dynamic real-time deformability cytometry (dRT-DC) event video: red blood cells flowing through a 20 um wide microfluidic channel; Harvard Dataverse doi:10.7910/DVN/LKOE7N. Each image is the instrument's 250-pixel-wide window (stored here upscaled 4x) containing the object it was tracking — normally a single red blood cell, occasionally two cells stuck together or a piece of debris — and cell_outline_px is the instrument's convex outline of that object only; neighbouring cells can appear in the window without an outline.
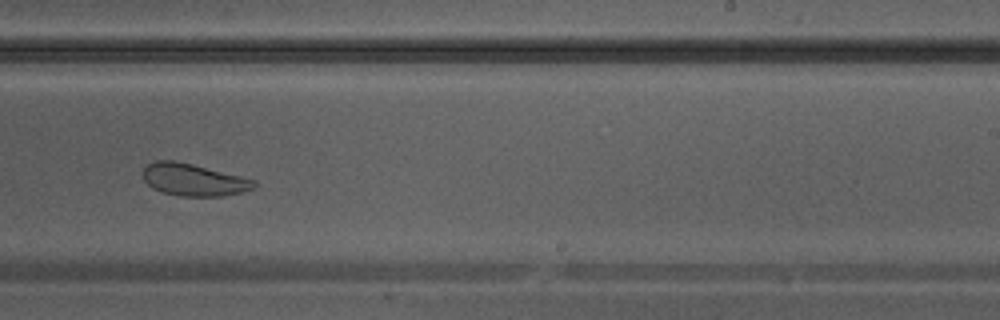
{"species": "Egyptian fruit bat (a non-hibernating species)", "species_latin": "Rousettus aegyptiacus", "temperature_condition": "warm", "stored_images_in_passage": 36, "camera_frame_rate_fps": 3000, "um_per_image_px": 0.085, "animal": {"sex": "male"}, "frame": {"image": 1, "passage_image": 21, "time_ms": 6.667, "image_size_px": [1000, 320], "cell_outline_px": [[256, 188], [224, 196], [180, 196], [164, 192], [152, 188], [144, 180], [144, 168], [148, 164], [156, 160], [176, 160], [256, 180]], "centroid_in_image_um": [16.46, 15.28], "position_along_channel_um": 272.5, "area_um2": 20.69}}